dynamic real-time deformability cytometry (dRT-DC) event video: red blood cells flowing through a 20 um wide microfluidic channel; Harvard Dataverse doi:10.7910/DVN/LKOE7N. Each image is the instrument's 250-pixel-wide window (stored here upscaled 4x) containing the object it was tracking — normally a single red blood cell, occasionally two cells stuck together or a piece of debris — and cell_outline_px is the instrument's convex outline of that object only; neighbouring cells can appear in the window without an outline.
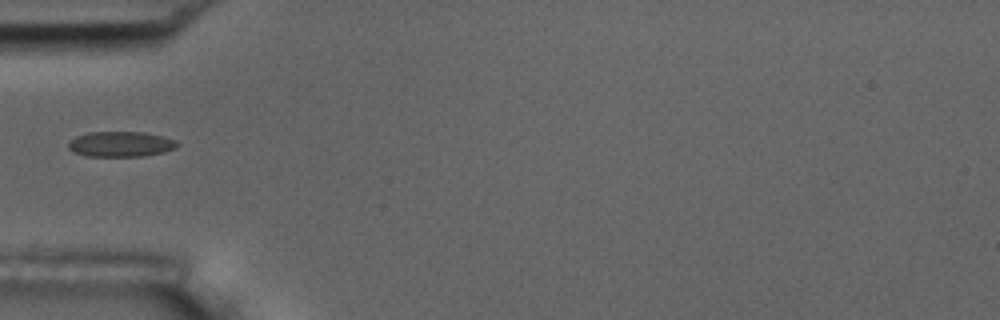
{"species": "common noctule bat (a hibernating species)", "species_latin": "Nyctalus noctula", "temperature_condition": "room temperature", "stored_images_in_passage": 1, "camera_frame_rate_fps": 3000, "um_per_image_px": 0.085, "animal": {"sex": "male", "body_mass_g": 17.5, "forearm_length_mm": 52.3}, "frame": {"image": 1, "passage_image": 1, "time_ms": 0.0, "image_size_px": [1000, 320], "cell_outline_px": [[180, 144], [176, 148], [164, 152], [144, 156], [88, 156], [72, 152], [68, 148], [68, 140], [76, 136], [88, 132], [144, 132], [176, 140]], "centroid_in_image_um": [10.24, 12.25], "position_along_channel_um": 74.8, "area_um2": 16.18}}